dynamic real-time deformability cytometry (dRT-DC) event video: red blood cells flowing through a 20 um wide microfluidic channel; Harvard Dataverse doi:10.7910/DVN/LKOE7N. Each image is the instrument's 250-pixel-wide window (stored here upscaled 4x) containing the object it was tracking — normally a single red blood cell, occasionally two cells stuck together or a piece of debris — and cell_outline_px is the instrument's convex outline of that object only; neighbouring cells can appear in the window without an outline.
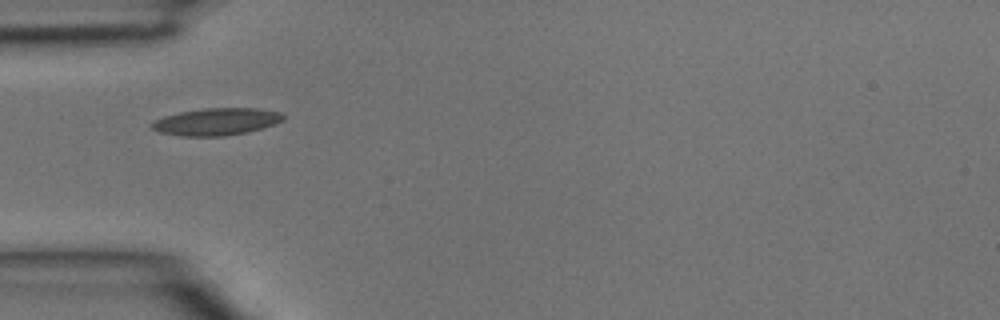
{"species": "common noctule bat (a hibernating species)", "species_latin": "Nyctalus noctula", "temperature_condition": "room temperature", "stored_images_in_passage": 6, "camera_frame_rate_fps": 3000, "um_per_image_px": 0.085, "animal": {"sex": "male", "body_mass_g": 15.6}, "frame": {"image": 1, "passage_image": 6, "time_ms": 1.667, "image_size_px": [1000, 320], "cell_outline_px": [[284, 120], [260, 128], [244, 132], [224, 136], [180, 136], [160, 132], [152, 128], [148, 124], [152, 120], [164, 116], [180, 112], [204, 108], [256, 108], [280, 112], [284, 116]], "centroid_in_image_um": [18.32, 10.33], "position_along_channel_um": 66.7, "area_um2": 20.69}}